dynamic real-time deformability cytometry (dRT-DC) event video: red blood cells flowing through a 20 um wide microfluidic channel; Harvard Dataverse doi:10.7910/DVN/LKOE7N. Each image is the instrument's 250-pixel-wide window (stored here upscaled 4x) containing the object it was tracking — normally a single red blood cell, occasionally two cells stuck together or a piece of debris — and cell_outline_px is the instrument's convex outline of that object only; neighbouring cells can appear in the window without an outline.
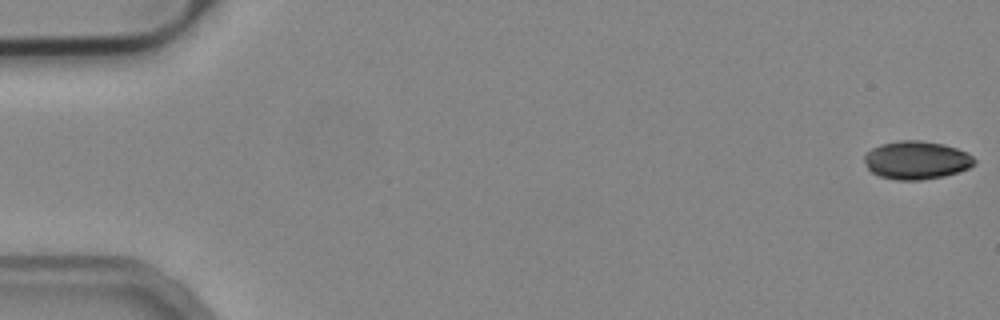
{"species": "common noctule bat (a hibernating species)", "species_latin": "Nyctalus noctula", "temperature_condition": "cold", "stored_images_in_passage": 54, "camera_frame_rate_fps": 3000, "um_per_image_px": 0.085, "animal": {"sex": "male", "body_mass_g": 19.2, "forearm_length_mm": 51.8}, "frame": {"image": 1, "passage_image": 1, "time_ms": 0.0, "image_size_px": [1000, 320], "cell_outline_px": [[976, 164], [960, 172], [944, 176], [924, 180], [896, 180], [880, 176], [872, 172], [868, 168], [864, 160], [864, 156], [872, 148], [880, 144], [900, 140], [920, 140], [944, 144], [968, 152], [976, 160]], "centroid_in_image_um": [77.93, 13.61], "position_along_channel_um": 7.1, "area_um2": 24.68}}
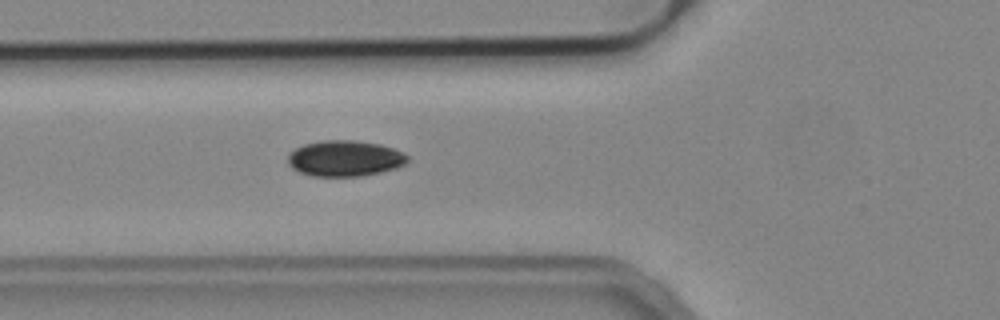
{"frame": {"image": 2, "passage_image": 20, "time_ms": 6.333, "image_size_px": [1000, 320], "cell_outline_px": [[408, 160], [404, 164], [396, 168], [380, 172], [360, 176], [312, 176], [300, 172], [292, 168], [288, 164], [288, 152], [304, 144], [324, 140], [352, 140], [380, 144], [392, 148], [408, 156]], "centroid_in_image_um": [29.28, 13.46], "position_along_channel_um": 96.5, "area_um2": 24.91}}
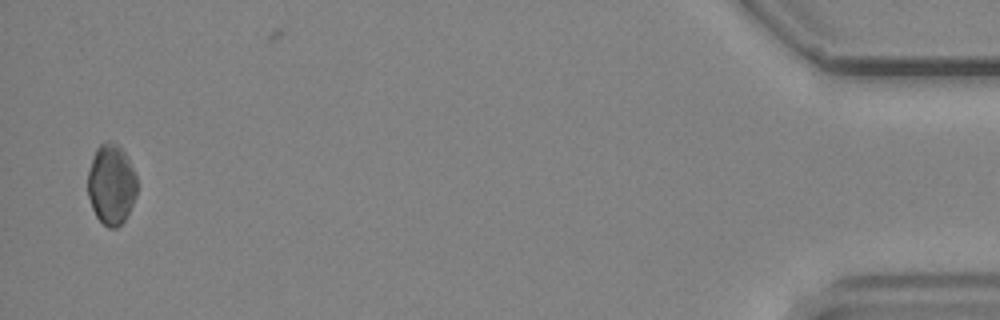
{"frame": {"image": 3, "passage_image": 53, "time_ms": 17.333, "image_size_px": [1000, 320], "cell_outline_px": [[136, 196], [124, 220], [116, 228], [108, 228], [96, 216], [92, 208], [88, 196], [88, 172], [96, 148], [104, 140], [108, 140], [116, 144], [124, 152], [136, 176]], "centroid_in_image_um": [9.44, 15.67], "position_along_channel_um": 425.8, "area_um2": 22.77}}